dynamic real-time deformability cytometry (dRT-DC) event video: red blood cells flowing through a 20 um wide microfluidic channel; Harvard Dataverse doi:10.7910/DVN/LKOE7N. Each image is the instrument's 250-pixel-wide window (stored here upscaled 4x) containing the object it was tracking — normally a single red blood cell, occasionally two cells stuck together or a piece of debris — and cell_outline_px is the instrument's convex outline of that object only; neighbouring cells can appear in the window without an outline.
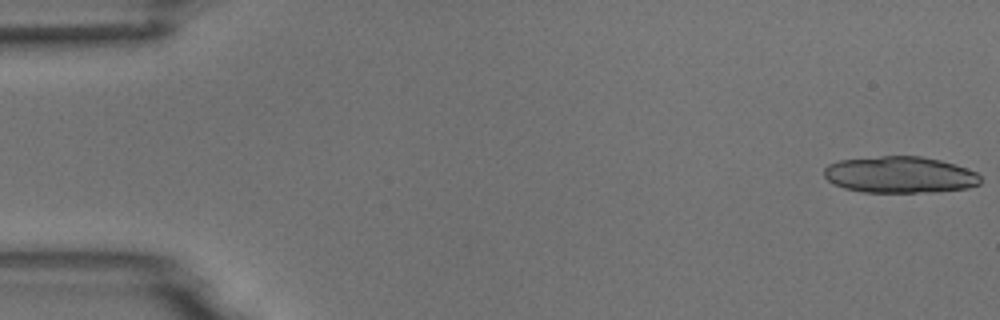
{"species": "common noctule bat (a hibernating species)", "species_latin": "Nyctalus noctula", "temperature_condition": "room temperature", "stored_images_in_passage": 15, "camera_frame_rate_fps": 3000, "um_per_image_px": 0.085, "animal": {"sex": "male", "body_mass_g": 18.8}, "frame": {"image": 1, "passage_image": 1, "time_ms": 0.0, "image_size_px": [1000, 320], "cell_outline_px": [[980, 184], [968, 188], [932, 192], [864, 192], [844, 188], [832, 184], [824, 176], [824, 168], [828, 164], [840, 160], [880, 156], [920, 156], [940, 160], [956, 164], [976, 172], [980, 176]], "centroid_in_image_um": [76.48, 14.85], "position_along_channel_um": 8.5, "area_um2": 33.41}}